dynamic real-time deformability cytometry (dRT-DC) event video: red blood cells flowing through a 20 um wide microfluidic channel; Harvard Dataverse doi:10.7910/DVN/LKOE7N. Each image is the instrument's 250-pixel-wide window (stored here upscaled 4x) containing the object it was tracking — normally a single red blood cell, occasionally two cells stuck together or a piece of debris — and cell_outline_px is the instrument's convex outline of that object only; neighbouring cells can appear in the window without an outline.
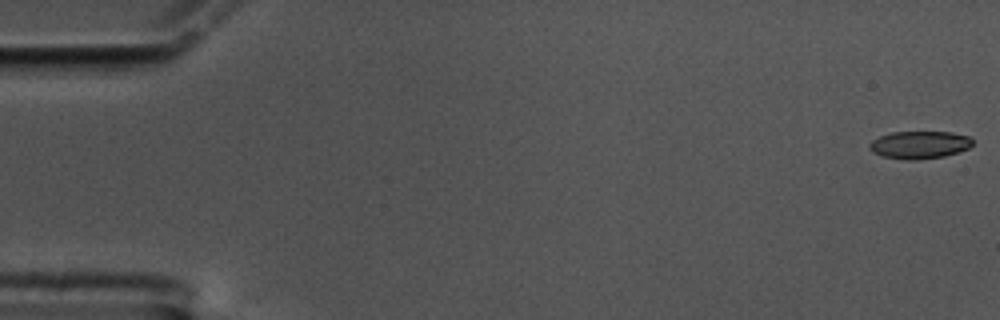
{"species": "common noctule bat (a hibernating species)", "species_latin": "Nyctalus noctula", "temperature_condition": "cold", "stored_images_in_passage": 60, "camera_frame_rate_fps": 3000, "um_per_image_px": 0.085, "animal": {"sex": "male", "body_mass_g": 17.5, "forearm_length_mm": 52.3}, "frame": {"image": 1, "passage_image": 1, "time_ms": 0.0, "image_size_px": [1000, 320], "cell_outline_px": [[972, 144], [968, 148], [944, 156], [916, 160], [908, 160], [880, 156], [872, 152], [868, 148], [868, 144], [872, 140], [880, 136], [892, 132], [952, 132], [968, 136], [972, 140]], "centroid_in_image_um": [78.1, 12.31], "position_along_channel_um": 6.9, "area_um2": 16.59}}
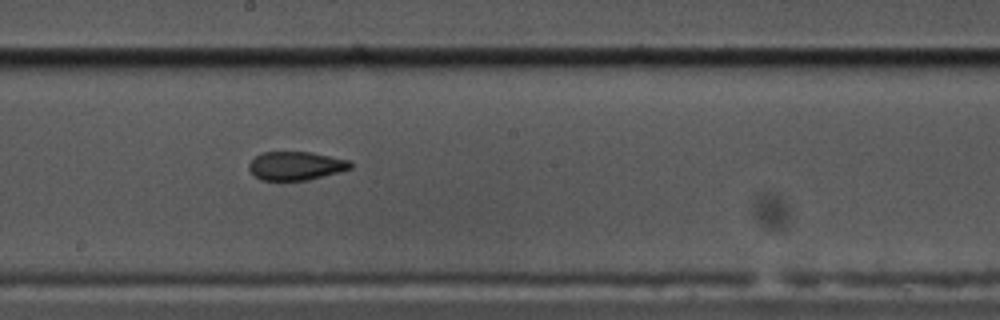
{"frame": {"image": 2, "passage_image": 33, "time_ms": 10.667, "image_size_px": [1000, 320], "cell_outline_px": [[352, 168], [340, 172], [308, 180], [260, 180], [252, 176], [248, 168], [248, 164], [256, 156], [264, 152], [312, 152], [348, 160], [352, 164]], "centroid_in_image_um": [25.12, 14.1], "position_along_channel_um": 223.1, "area_um2": 16.99}}
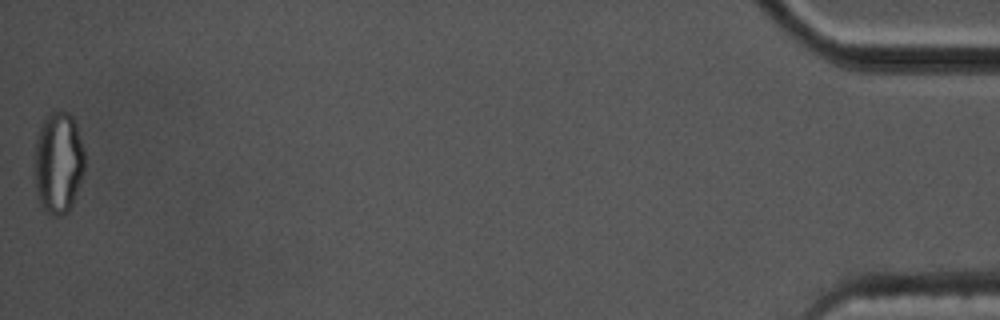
{"frame": {"image": 3, "passage_image": 60, "time_ms": 19.667, "image_size_px": [1000, 320], "cell_outline_px": [[84, 172], [72, 204], [68, 212], [56, 216], [52, 216], [40, 208], [36, 196], [36, 140], [40, 128], [44, 120], [52, 112], [68, 112], [72, 116], [76, 124], [84, 152]], "centroid_in_image_um": [4.97, 13.88], "position_along_channel_um": 430.2, "area_um2": 29.48}, "authors_computed_cell_mechanics": {"area_um2": 17.8313, "velocity_mm_per_s": 3.3727, "shape_relaxation_time_tau1_ms": null, "shape_relaxation_time_tau2_ms": 3.0941, "deformation_change_tau1": null, "deformation_change_tau2": 0.1013}}